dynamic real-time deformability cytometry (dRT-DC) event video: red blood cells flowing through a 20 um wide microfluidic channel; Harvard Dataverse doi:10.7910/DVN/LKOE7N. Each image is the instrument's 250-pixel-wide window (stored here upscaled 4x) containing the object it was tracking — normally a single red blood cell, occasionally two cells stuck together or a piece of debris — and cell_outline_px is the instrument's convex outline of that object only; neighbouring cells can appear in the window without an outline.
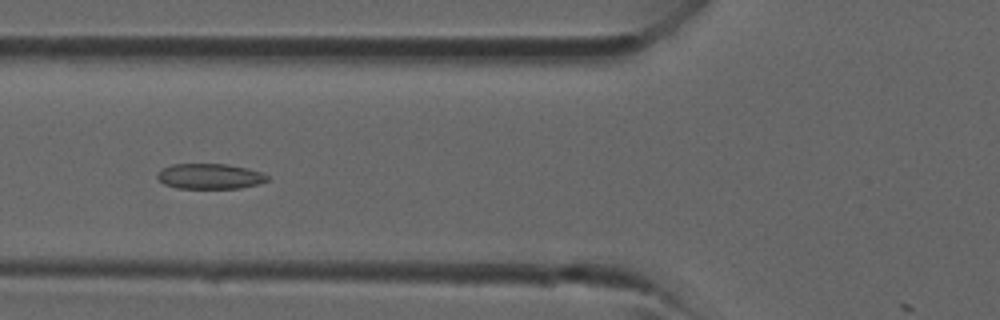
{"species": "common noctule bat (a hibernating species)", "species_latin": "Nyctalus noctula", "temperature_condition": "room temperature", "stored_images_in_passage": 36, "camera_frame_rate_fps": 3000, "um_per_image_px": 0.085, "animal": {"sex": "male", "forearm_length_mm": 52.5}, "frame": {"image": 1, "passage_image": 13, "time_ms": 4.0, "image_size_px": [1000, 320], "cell_outline_px": [[268, 180], [256, 184], [240, 188], [176, 188], [164, 184], [156, 176], [164, 168], [172, 164], [228, 164], [248, 168], [260, 172], [268, 176]], "centroid_in_image_um": [17.84, 14.98], "position_along_channel_um": 108.0, "area_um2": 16.07}}
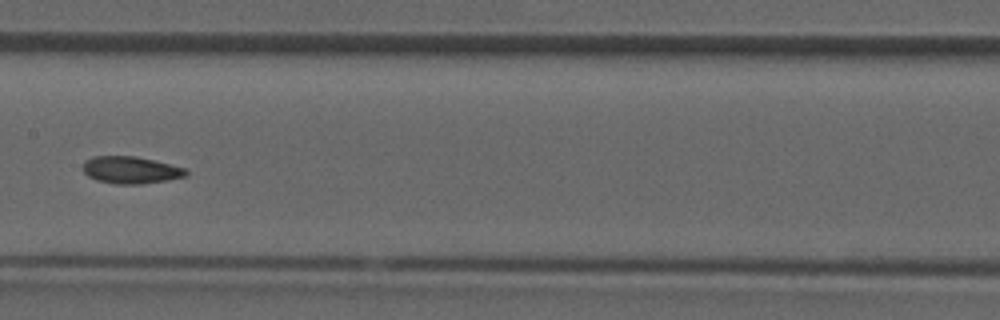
{"frame": {"image": 2, "passage_image": 18, "time_ms": 5.667, "image_size_px": [1000, 320], "cell_outline_px": [[188, 176], [168, 180], [140, 184], [116, 184], [96, 180], [88, 176], [84, 172], [84, 160], [92, 156], [136, 156], [184, 168], [188, 172]], "centroid_in_image_um": [11.1, 14.45], "position_along_channel_um": 196.3, "area_um2": 16.24}}
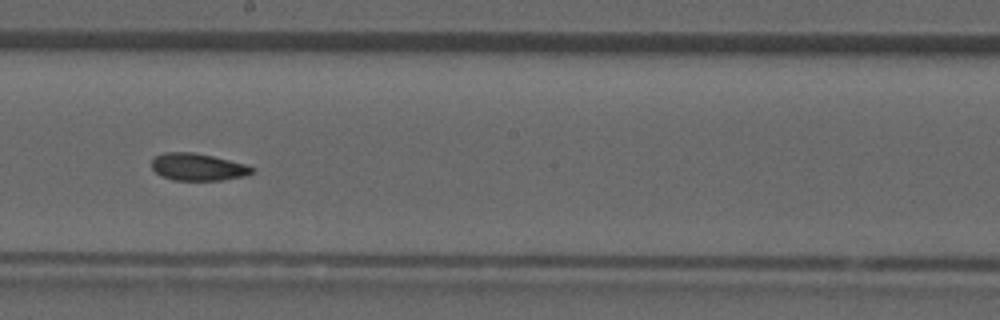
{"frame": {"image": 3, "passage_image": 20, "time_ms": 6.333, "image_size_px": [1000, 320], "cell_outline_px": [[256, 172], [244, 176], [220, 180], [172, 180], [160, 176], [152, 168], [152, 160], [156, 156], [164, 152], [192, 152], [212, 156], [244, 164], [256, 168]], "centroid_in_image_um": [16.82, 14.2], "position_along_channel_um": 231.4, "area_um2": 15.9}}